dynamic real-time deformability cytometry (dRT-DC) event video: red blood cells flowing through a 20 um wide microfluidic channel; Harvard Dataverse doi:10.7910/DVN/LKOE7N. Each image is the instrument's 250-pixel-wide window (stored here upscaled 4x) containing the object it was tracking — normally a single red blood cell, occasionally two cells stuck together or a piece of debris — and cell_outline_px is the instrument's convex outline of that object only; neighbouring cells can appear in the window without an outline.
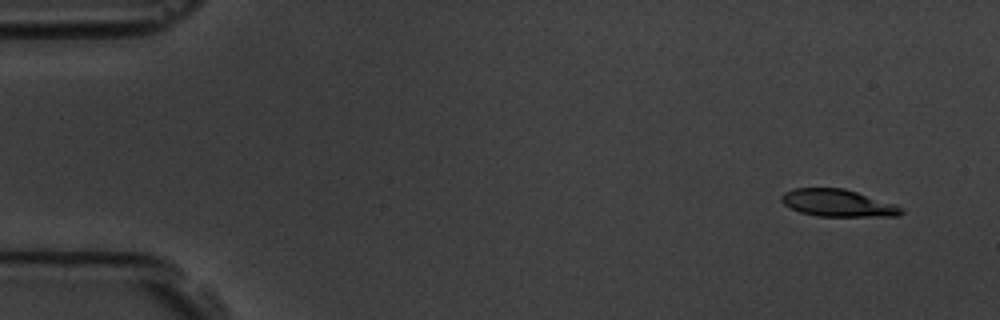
{"species": "common noctule bat (a hibernating species)", "species_latin": "Nyctalus noctula", "temperature_condition": "room temperature", "stored_images_in_passage": 5, "camera_frame_rate_fps": 3000, "um_per_image_px": 0.085, "animal": {"sex": "male", "body_mass_g": 19.5, "forearm_length_mm": 54.6}, "frame": {"image": 1, "passage_image": 1, "time_ms": 0.0, "image_size_px": [1000, 320], "cell_outline_px": [[904, 212], [900, 216], [816, 216], [800, 212], [784, 204], [780, 200], [780, 196], [784, 192], [792, 188], [844, 188], [896, 204]], "centroid_in_image_um": [71.19, 17.25], "position_along_channel_um": 13.8, "area_um2": 19.02}}